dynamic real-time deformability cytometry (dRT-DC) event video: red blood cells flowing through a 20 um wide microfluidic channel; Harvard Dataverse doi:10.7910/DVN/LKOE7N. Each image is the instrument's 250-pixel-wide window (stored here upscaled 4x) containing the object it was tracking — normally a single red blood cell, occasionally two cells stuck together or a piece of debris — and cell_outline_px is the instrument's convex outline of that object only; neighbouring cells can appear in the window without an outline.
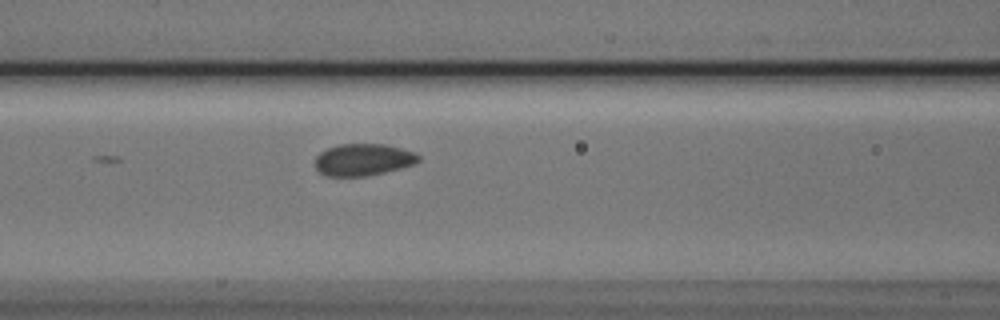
{"species": "Egyptian fruit bat (a non-hibernating species)", "species_latin": "Rousettus aegyptiacus", "temperature_condition": "cold", "stored_images_in_passage": 3, "camera_frame_rate_fps": 3000, "um_per_image_px": 0.085, "animal": {"sex": "male"}, "frame": {"image": 1, "passage_image": 3, "time_ms": 0.667, "image_size_px": [1000, 320], "cell_outline_px": [[420, 160], [416, 164], [384, 172], [364, 176], [328, 176], [320, 172], [316, 168], [316, 156], [320, 152], [328, 148], [340, 144], [384, 144], [416, 152], [420, 156]], "centroid_in_image_um": [30.9, 13.57], "position_along_channel_um": 135.7, "area_um2": 19.19}}